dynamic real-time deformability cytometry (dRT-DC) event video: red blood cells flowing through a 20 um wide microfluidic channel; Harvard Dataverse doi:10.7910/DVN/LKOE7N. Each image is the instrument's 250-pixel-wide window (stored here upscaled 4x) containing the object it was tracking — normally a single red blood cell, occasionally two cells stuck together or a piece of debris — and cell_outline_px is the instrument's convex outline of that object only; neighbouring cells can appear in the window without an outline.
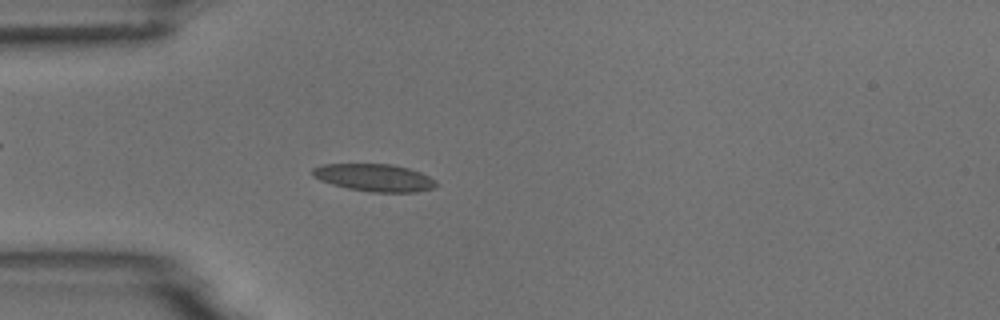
{"species": "common noctule bat (a hibernating species)", "species_latin": "Nyctalus noctula", "temperature_condition": "room temperature", "stored_images_in_passage": 4, "camera_frame_rate_fps": 3000, "um_per_image_px": 0.085, "animal": {"sex": "male", "body_mass_g": 18.8}, "frame": {"image": 1, "passage_image": 4, "time_ms": 4.333, "image_size_px": [1000, 320], "cell_outline_px": [[436, 184], [432, 188], [416, 192], [368, 192], [348, 188], [332, 184], [320, 180], [312, 176], [312, 168], [324, 164], [392, 164], [408, 168], [420, 172], [436, 180]], "centroid_in_image_um": [31.8, 15.1], "position_along_channel_um": 53.2, "area_um2": 19.71}}